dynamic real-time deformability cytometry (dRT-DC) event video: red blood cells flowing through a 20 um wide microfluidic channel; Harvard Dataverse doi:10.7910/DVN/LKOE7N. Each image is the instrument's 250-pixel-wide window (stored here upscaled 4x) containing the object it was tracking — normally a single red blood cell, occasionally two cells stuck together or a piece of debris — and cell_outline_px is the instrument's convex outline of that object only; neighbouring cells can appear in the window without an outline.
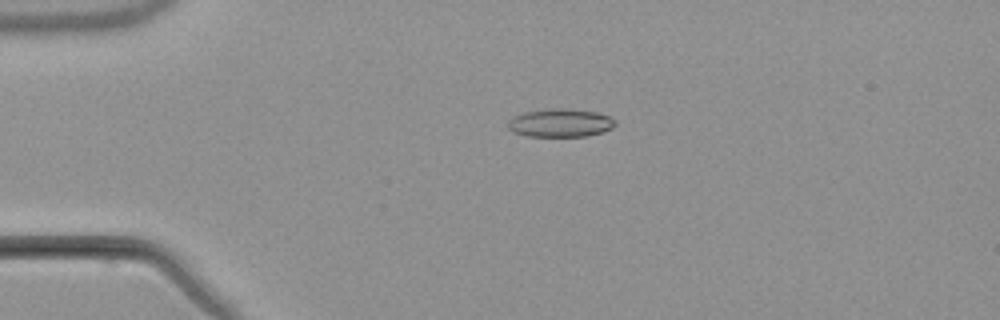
{"species": "common noctule bat (a hibernating species)", "species_latin": "Nyctalus noctula", "temperature_condition": "warm", "stored_images_in_passage": 5, "camera_frame_rate_fps": 3000, "um_per_image_px": 0.085, "animal": {"sex": "male", "body_mass_g": 21.5, "forearm_length_mm": 52.0}, "frame": {"image": 1, "passage_image": 5, "time_ms": 6.0, "image_size_px": [1000, 320], "cell_outline_px": [[616, 124], [612, 128], [600, 132], [584, 136], [528, 136], [512, 132], [508, 128], [508, 120], [512, 116], [524, 112], [556, 108], [564, 108], [596, 112], [608, 116], [616, 120]], "centroid_in_image_um": [47.59, 10.44], "position_along_channel_um": 37.4, "area_um2": 17.57}}